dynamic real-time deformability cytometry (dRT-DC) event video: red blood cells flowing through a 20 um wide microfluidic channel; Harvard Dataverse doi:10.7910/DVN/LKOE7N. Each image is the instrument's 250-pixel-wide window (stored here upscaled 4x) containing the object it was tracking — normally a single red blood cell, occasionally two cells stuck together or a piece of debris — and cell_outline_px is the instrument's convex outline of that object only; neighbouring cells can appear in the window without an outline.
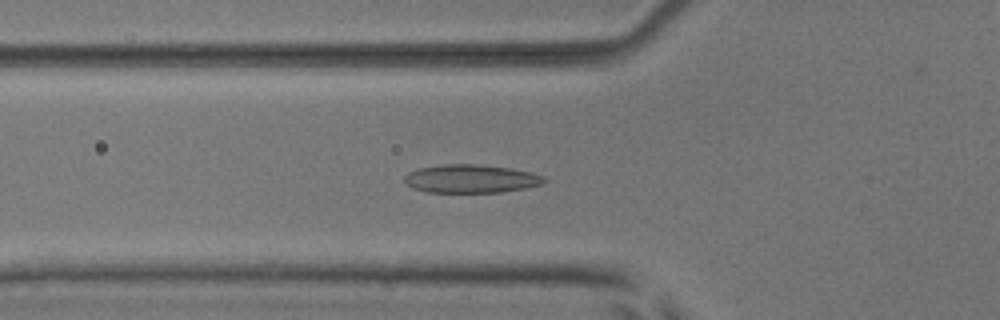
{"species": "common noctule bat (a hibernating species)", "species_latin": "Nyctalus noctula", "temperature_condition": "room temperature", "stored_images_in_passage": 52, "camera_frame_rate_fps": 3000, "um_per_image_px": 0.085, "animal": {"sex": "male", "body_mass_g": 17.9, "forearm_length_mm": 54.2}, "frame": {"image": 1, "passage_image": 18, "time_ms": 5.667, "image_size_px": [1000, 320], "cell_outline_px": [[548, 180], [540, 184], [524, 188], [500, 192], [428, 192], [412, 188], [404, 180], [404, 176], [408, 172], [416, 168], [440, 164], [472, 164], [512, 168], [532, 172], [544, 176]], "centroid_in_image_um": [40.01, 15.18], "position_along_channel_um": 85.8, "area_um2": 23.12}}
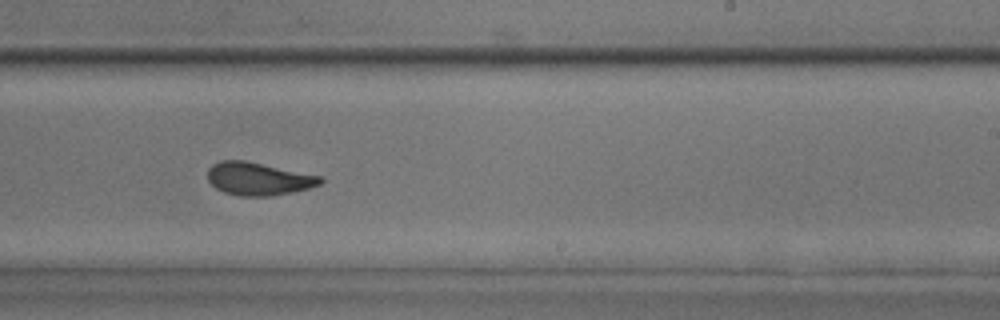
{"frame": {"image": 2, "passage_image": 32, "time_ms": 10.333, "image_size_px": [1000, 320], "cell_outline_px": [[324, 180], [320, 184], [308, 188], [292, 192], [272, 196], [240, 196], [224, 192], [216, 188], [208, 180], [208, 168], [212, 164], [220, 160], [244, 160], [324, 176]], "centroid_in_image_um": [21.98, 15.19], "position_along_channel_um": 267.0, "area_um2": 21.73}}
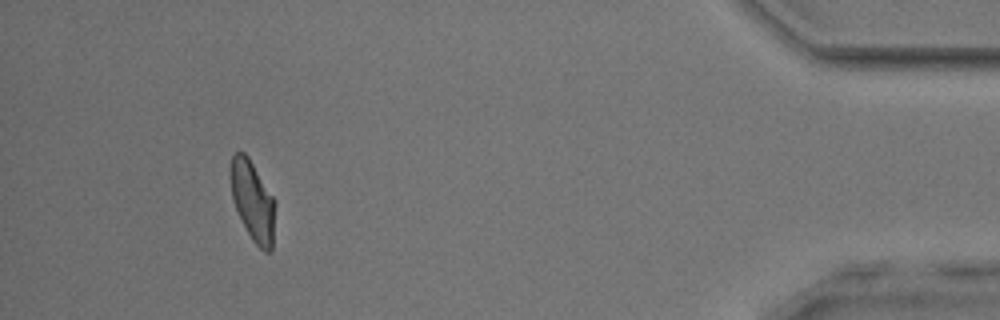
{"frame": {"image": 3, "passage_image": 48, "time_ms": 15.667, "image_size_px": [1000, 320], "cell_outline_px": [[276, 204], [272, 248], [268, 252], [264, 252], [252, 240], [236, 208], [232, 196], [228, 172], [232, 156], [236, 152], [244, 152], [248, 156], [276, 200]], "centroid_in_image_um": [21.49, 17.04], "position_along_channel_um": 413.7, "area_um2": 20.98}, "authors_computed_cell_mechanics": {"area_um2": 21.9062, "velocity_mm_per_s": 3.8899, "shape_relaxation_time_tau1_ms": 4.5927, "shape_relaxation_time_tau2_ms": 1.3835, "deformation_change_tau1": 0.1499, "deformation_change_tau2": 0.0698}}